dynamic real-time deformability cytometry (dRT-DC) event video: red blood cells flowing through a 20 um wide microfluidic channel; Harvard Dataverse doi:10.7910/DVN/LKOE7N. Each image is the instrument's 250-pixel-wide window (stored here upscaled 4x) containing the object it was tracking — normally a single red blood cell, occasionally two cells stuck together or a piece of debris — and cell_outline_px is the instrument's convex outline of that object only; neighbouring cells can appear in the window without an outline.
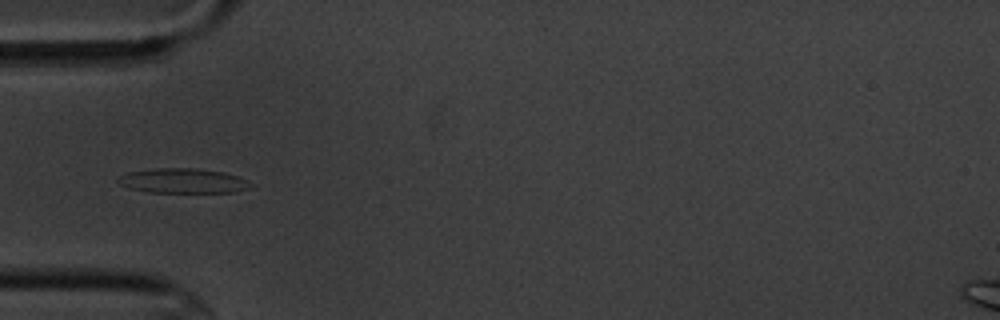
{"species": "common noctule bat (a hibernating species)", "species_latin": "Nyctalus noctula", "temperature_condition": "cold", "stored_images_in_passage": 7, "camera_frame_rate_fps": 3000, "um_per_image_px": 0.085, "animal": {"sex": "male", "body_mass_g": 20.1, "forearm_length_mm": 53.5}, "frame": {"image": 1, "passage_image": 5, "time_ms": 5.667, "image_size_px": [1000, 320], "cell_outline_px": [[256, 184], [252, 188], [236, 192], [148, 192], [128, 188], [120, 184], [116, 180], [120, 176], [128, 172], [156, 168], [196, 168], [224, 172], [236, 176]], "centroid_in_image_um": [15.59, 15.37], "position_along_channel_um": 69.4, "area_um2": 19.25}}
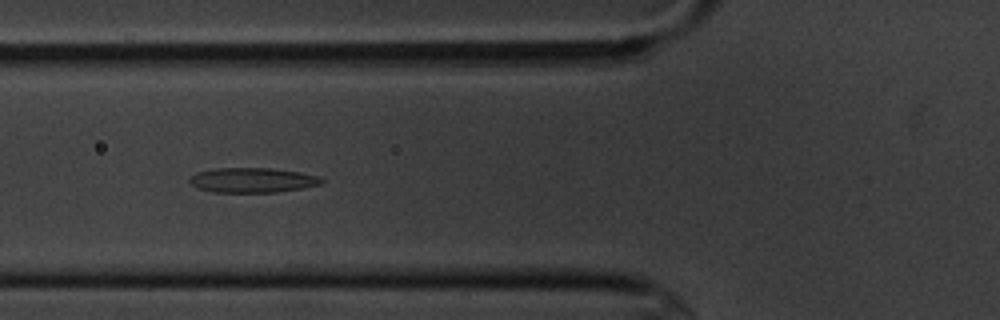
{"frame": {"image": 2, "passage_image": 6, "time_ms": 6.667, "image_size_px": [1000, 320], "cell_outline_px": [[324, 180], [320, 184], [300, 188], [276, 192], [212, 192], [196, 188], [188, 180], [196, 172], [216, 168], [272, 168], [320, 176]], "centroid_in_image_um": [21.41, 15.31], "position_along_channel_um": 104.4, "area_um2": 18.96}}
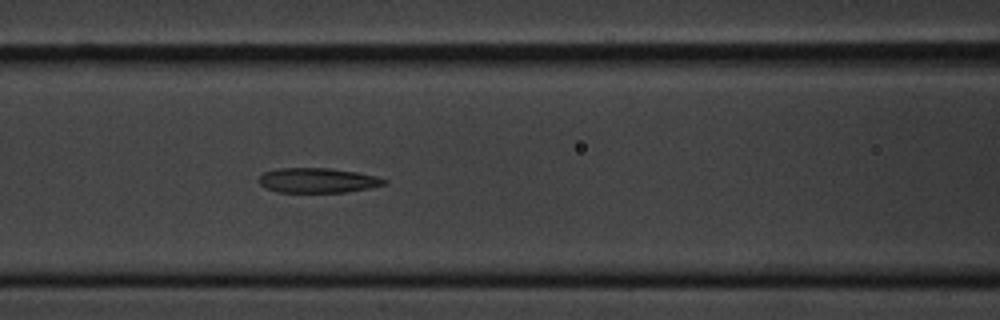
{"frame": {"image": 3, "passage_image": 7, "time_ms": 7.667, "image_size_px": [1000, 320], "cell_outline_px": [[388, 184], [372, 188], [344, 192], [276, 192], [264, 188], [260, 184], [260, 176], [264, 172], [276, 168], [328, 168], [356, 172], [376, 176], [388, 180]], "centroid_in_image_um": [27.02, 15.34], "position_along_channel_um": 139.6, "area_um2": 18.26}}